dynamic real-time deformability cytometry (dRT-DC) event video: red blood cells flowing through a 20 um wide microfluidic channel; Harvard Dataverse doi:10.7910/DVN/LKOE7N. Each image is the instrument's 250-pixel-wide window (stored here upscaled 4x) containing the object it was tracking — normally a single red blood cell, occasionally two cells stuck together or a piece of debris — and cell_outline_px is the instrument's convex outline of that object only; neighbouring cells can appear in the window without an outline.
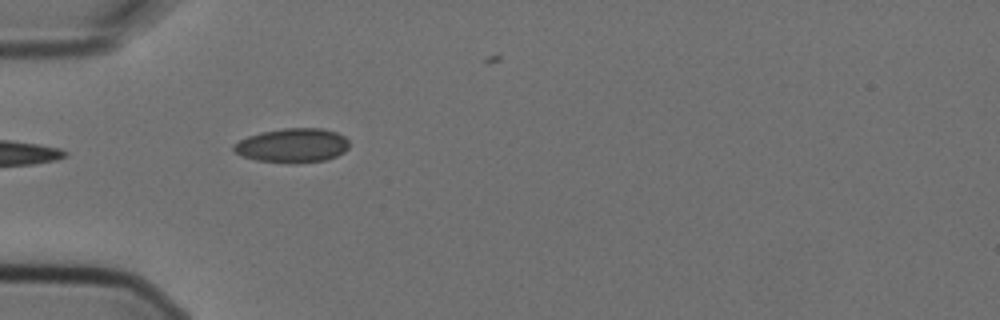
{"species": "Egyptian fruit bat (a non-hibernating species)", "species_latin": "Rousettus aegyptiacus", "temperature_condition": "cold", "stored_images_in_passage": 8, "camera_frame_rate_fps": 3000, "um_per_image_px": 0.085, "animal": {"sex": "female"}, "frame": {"image": 1, "passage_image": 5, "time_ms": 1.333, "image_size_px": [1000, 320], "cell_outline_px": [[348, 148], [344, 152], [336, 156], [324, 160], [256, 160], [240, 156], [232, 148], [232, 144], [248, 136], [260, 132], [284, 128], [320, 128], [336, 132], [344, 136], [348, 140]], "centroid_in_image_um": [24.84, 12.31], "position_along_channel_um": 60.2, "area_um2": 22.2}}
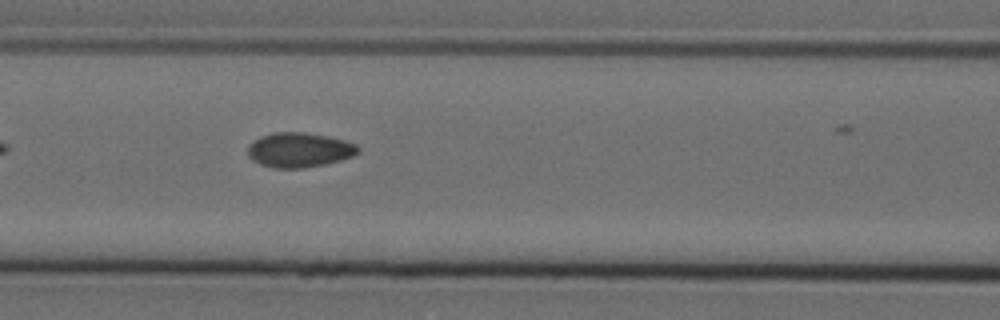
{"frame": {"image": 2, "passage_image": 7, "time_ms": 2.0, "image_size_px": [1000, 320], "cell_outline_px": [[360, 152], [352, 156], [340, 160], [324, 164], [304, 168], [272, 168], [260, 164], [252, 160], [248, 156], [248, 144], [260, 136], [272, 132], [304, 132], [328, 136], [344, 140], [356, 144], [360, 148]], "centroid_in_image_um": [25.42, 12.74], "position_along_channel_um": 141.2, "area_um2": 22.48}}
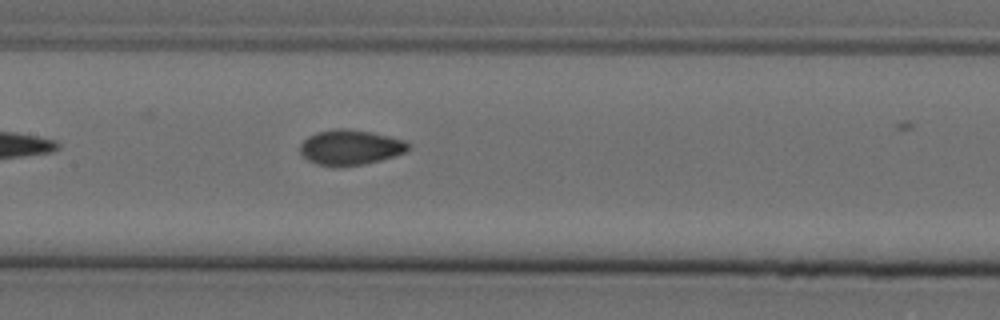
{"frame": {"image": 3, "passage_image": 8, "time_ms": 2.333, "image_size_px": [1000, 320], "cell_outline_px": [[408, 148], [404, 152], [396, 156], [364, 164], [340, 168], [336, 168], [316, 164], [308, 160], [300, 152], [300, 144], [308, 136], [316, 132], [336, 128], [348, 128], [372, 132], [404, 140], [408, 144]], "centroid_in_image_um": [29.74, 12.54], "position_along_channel_um": 177.7, "area_um2": 22.43}}